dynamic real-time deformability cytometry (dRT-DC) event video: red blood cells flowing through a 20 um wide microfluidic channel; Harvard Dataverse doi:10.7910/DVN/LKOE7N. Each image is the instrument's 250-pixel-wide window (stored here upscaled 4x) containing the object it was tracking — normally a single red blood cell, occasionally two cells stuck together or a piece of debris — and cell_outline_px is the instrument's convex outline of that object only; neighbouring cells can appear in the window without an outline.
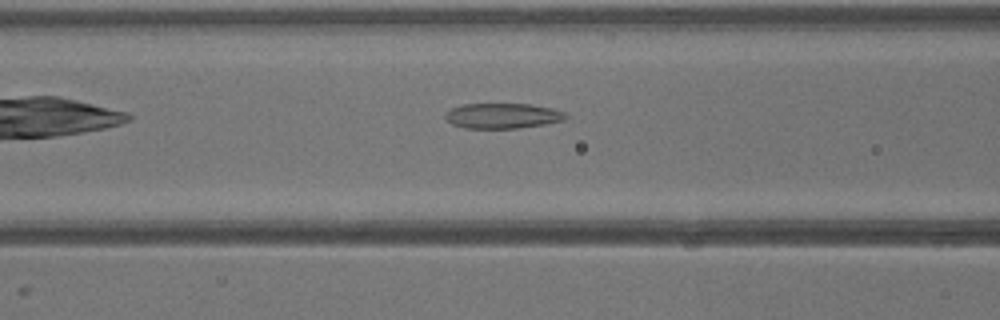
{"species": "common noctule bat (a hibernating species)", "species_latin": "Nyctalus noctula", "temperature_condition": "warm", "stored_images_in_passage": 23, "camera_frame_rate_fps": 3000, "um_per_image_px": 0.085, "animal": {"sex": "male", "body_mass_g": 13.3}, "frame": {"image": 1, "passage_image": 6, "time_ms": 1.667, "image_size_px": [1000, 320], "cell_outline_px": [[568, 116], [564, 120], [548, 124], [520, 128], [464, 128], [452, 124], [444, 116], [444, 112], [452, 108], [464, 104], [532, 104], [552, 108], [564, 112]], "centroid_in_image_um": [42.74, 9.84], "position_along_channel_um": 123.9, "area_um2": 17.86}}
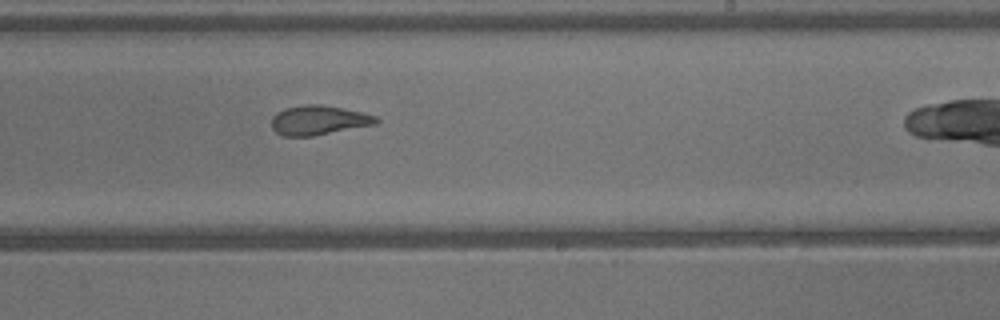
{"frame": {"image": 2, "passage_image": 14, "time_ms": 4.333, "image_size_px": [1000, 320], "cell_outline_px": [[380, 120], [376, 124], [312, 136], [284, 136], [276, 132], [272, 128], [272, 116], [276, 112], [284, 108], [304, 104], [320, 104], [344, 108], [376, 116]], "centroid_in_image_um": [27.06, 10.21], "position_along_channel_um": 261.9, "area_um2": 17.98}}
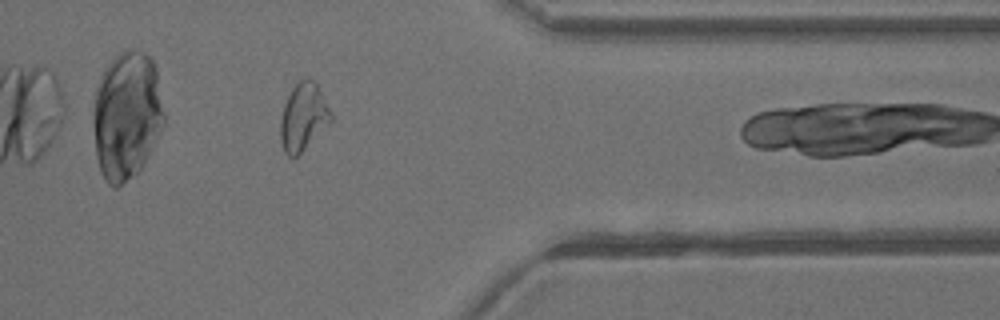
{"frame": {"image": 3, "passage_image": 22, "time_ms": 7.0, "image_size_px": [1000, 320], "cell_outline_px": [[332, 124], [296, 156], [288, 156], [284, 152], [280, 140], [280, 120], [284, 104], [296, 80], [308, 76], [316, 80], [332, 116]], "centroid_in_image_um": [25.79, 9.9], "position_along_channel_um": 385.6, "area_um2": 20.29}}